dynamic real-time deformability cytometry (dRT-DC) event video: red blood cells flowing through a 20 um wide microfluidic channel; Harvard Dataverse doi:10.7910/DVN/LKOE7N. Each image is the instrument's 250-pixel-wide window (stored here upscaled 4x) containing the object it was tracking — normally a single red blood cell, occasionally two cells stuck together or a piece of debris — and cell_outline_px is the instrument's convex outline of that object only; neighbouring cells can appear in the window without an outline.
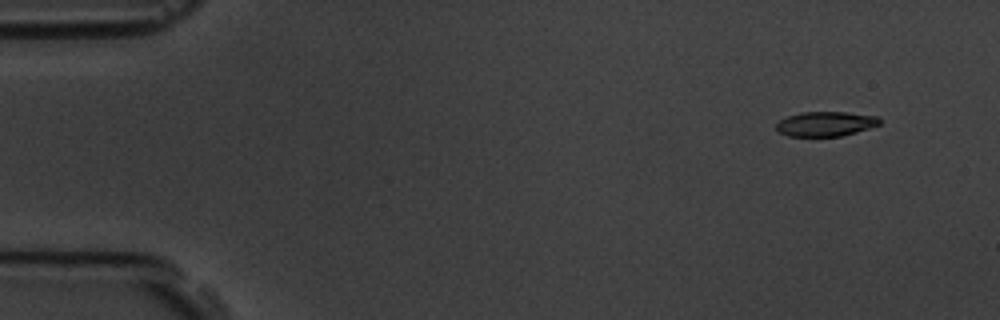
{"species": "common noctule bat (a hibernating species)", "species_latin": "Nyctalus noctula", "temperature_condition": "room temperature", "stored_images_in_passage": 4, "camera_frame_rate_fps": 3000, "um_per_image_px": 0.085, "animal": {"sex": "male", "body_mass_g": 19.5, "forearm_length_mm": 54.6}, "frame": {"image": 1, "passage_image": 1, "time_ms": 0.0, "image_size_px": [1000, 320], "cell_outline_px": [[880, 124], [856, 132], [840, 136], [788, 136], [780, 132], [776, 128], [776, 124], [780, 120], [788, 116], [804, 112], [844, 112], [880, 116]], "centroid_in_image_um": [70.19, 10.52], "position_along_channel_um": 14.8, "area_um2": 14.74}}
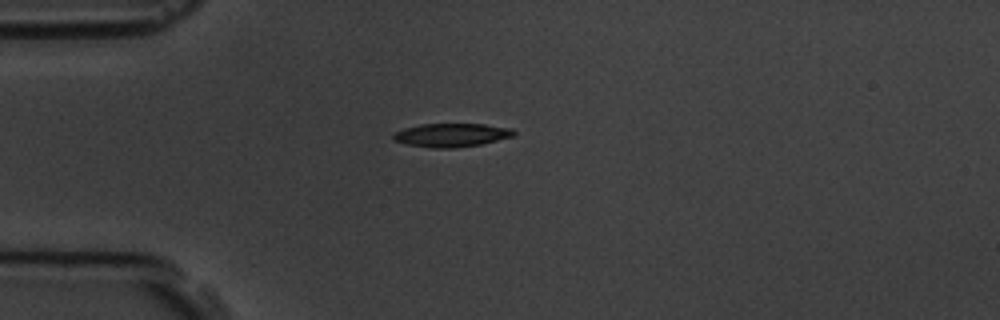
{"frame": {"image": 2, "passage_image": 4, "time_ms": 3.333, "image_size_px": [1000, 320], "cell_outline_px": [[516, 132], [512, 136], [480, 144], [452, 148], [432, 148], [408, 144], [392, 140], [392, 132], [404, 128], [420, 124], [484, 124], [512, 128]], "centroid_in_image_um": [38.32, 11.47], "position_along_channel_um": 46.7, "area_um2": 16.47}}